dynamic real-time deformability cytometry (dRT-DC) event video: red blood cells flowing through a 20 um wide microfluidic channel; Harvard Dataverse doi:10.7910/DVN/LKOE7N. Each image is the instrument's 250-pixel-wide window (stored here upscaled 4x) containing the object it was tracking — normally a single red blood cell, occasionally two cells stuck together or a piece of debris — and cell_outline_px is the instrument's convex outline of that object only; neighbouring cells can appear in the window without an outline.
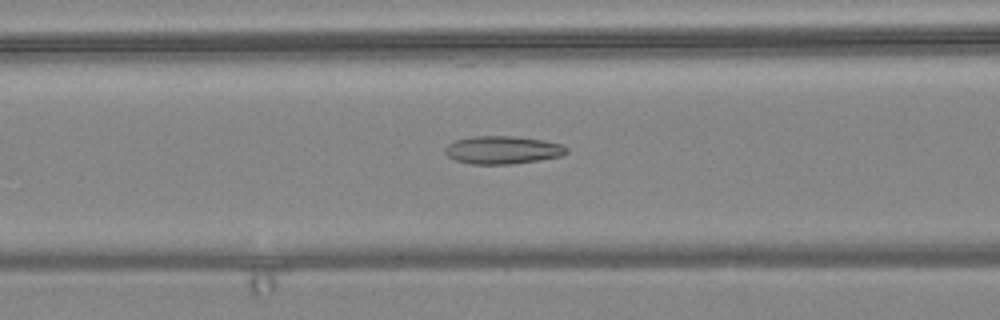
{"species": "common noctule bat (a hibernating species)", "species_latin": "Nyctalus noctula", "temperature_condition": "warm", "stored_images_in_passage": 43, "camera_frame_rate_fps": 3000, "um_per_image_px": 0.085, "animal": {"sex": "female", "body_mass_g": 24.6, "forearm_length_mm": 56.2}, "frame": {"image": 1, "passage_image": 10, "time_ms": 3.0, "image_size_px": [1000, 320], "cell_outline_px": [[568, 152], [560, 156], [512, 164], [472, 164], [456, 160], [448, 156], [444, 152], [444, 148], [448, 144], [456, 140], [472, 136], [512, 136], [540, 140], [560, 144], [568, 148]], "centroid_in_image_um": [42.68, 12.74], "position_along_channel_um": 123.9, "area_um2": 19.54}}
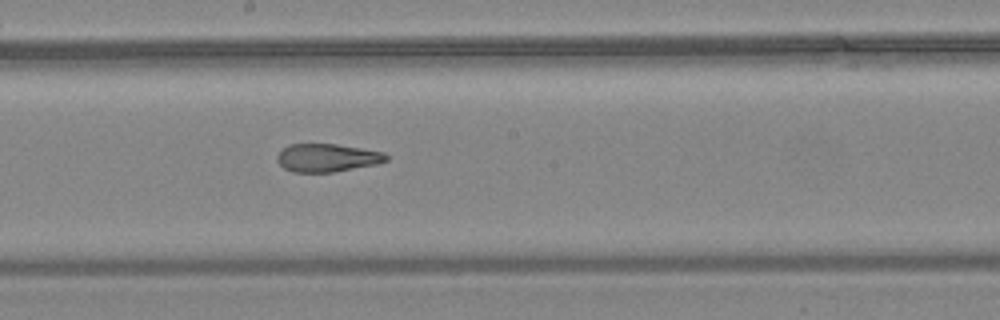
{"frame": {"image": 2, "passage_image": 18, "time_ms": 5.667, "image_size_px": [1000, 320], "cell_outline_px": [[388, 160], [376, 164], [332, 172], [292, 172], [284, 168], [276, 160], [276, 156], [288, 144], [336, 144], [384, 152], [388, 156]], "centroid_in_image_um": [27.79, 13.41], "position_along_channel_um": 220.4, "area_um2": 17.74}}
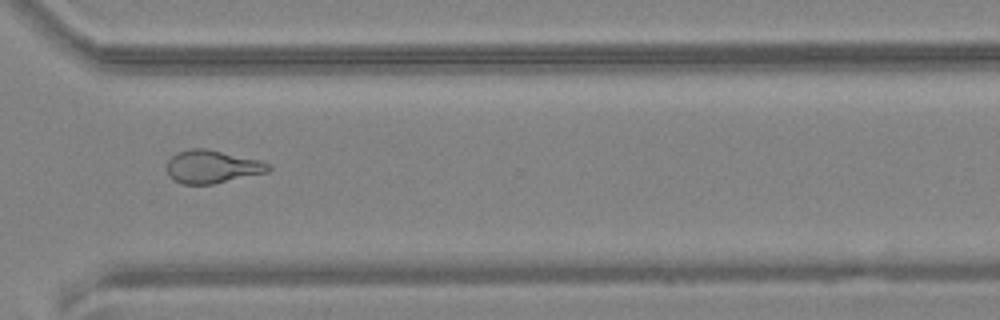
{"frame": {"image": 3, "passage_image": 29, "time_ms": 9.333, "image_size_px": [1000, 320], "cell_outline_px": [[272, 168], [268, 172], [212, 184], [180, 184], [168, 176], [168, 160], [176, 152], [192, 148], [204, 148], [260, 160], [272, 164]], "centroid_in_image_um": [18.04, 14.17], "position_along_channel_um": 352.6, "area_um2": 19.54}, "authors_computed_cell_mechanics": {"area_um2": 18.5538, "velocity_mm_per_s": 3.6147, "shape_relaxation_time_tau1_ms": null, "shape_relaxation_time_tau2_ms": 2.6014, "deformation_change_tau1": null, "deformation_change_tau2": 0.1183}}